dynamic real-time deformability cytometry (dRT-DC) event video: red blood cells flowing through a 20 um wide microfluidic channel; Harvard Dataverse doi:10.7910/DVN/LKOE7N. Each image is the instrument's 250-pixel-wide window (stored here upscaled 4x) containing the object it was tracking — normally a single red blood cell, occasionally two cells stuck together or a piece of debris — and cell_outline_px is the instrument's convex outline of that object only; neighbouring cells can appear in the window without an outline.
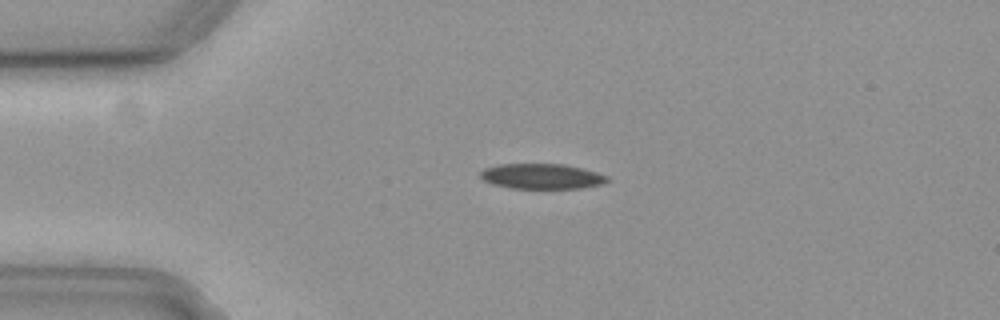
{"species": "common noctule bat (a hibernating species)", "species_latin": "Nyctalus noctula", "temperature_condition": "cold", "stored_images_in_passage": 4, "camera_frame_rate_fps": 3000, "um_per_image_px": 0.085, "animal": {"sex": "female", "body_mass_g": 19.3, "forearm_length_mm": 54.1}, "frame": {"image": 1, "passage_image": 1, "time_ms": 0.0, "image_size_px": [1000, 320], "cell_outline_px": [[612, 180], [604, 184], [580, 188], [512, 188], [492, 184], [484, 180], [480, 176], [480, 172], [484, 168], [500, 164], [564, 164], [596, 172], [608, 176]], "centroid_in_image_um": [46.08, 14.99], "position_along_channel_um": 38.9, "area_um2": 18.67}}